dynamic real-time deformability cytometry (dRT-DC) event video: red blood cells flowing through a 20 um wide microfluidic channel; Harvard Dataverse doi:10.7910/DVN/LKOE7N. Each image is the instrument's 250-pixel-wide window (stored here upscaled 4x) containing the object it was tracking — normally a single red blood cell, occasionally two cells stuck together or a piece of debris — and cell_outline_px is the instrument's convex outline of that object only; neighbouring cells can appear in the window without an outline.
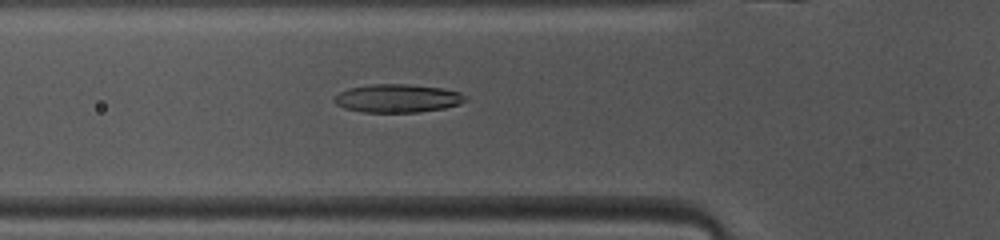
{"species": "common noctule bat (a hibernating species)", "species_latin": "Nyctalus noctula", "temperature_condition": "warm", "stored_images_in_passage": 43, "camera_frame_rate_fps": 3000, "um_per_image_px": 0.085, "animal": {"sex": "female", "body_mass_g": 10.0, "forearm_length_mm": 53.1}, "frame": {"image": 1, "passage_image": 11, "time_ms": 3.333, "image_size_px": [1000, 240], "cell_outline_px": [[468, 100], [460, 104], [444, 108], [416, 112], [364, 112], [344, 108], [336, 104], [332, 100], [340, 92], [348, 88], [372, 84], [408, 84], [444, 88], [460, 92], [468, 96]], "centroid_in_image_um": [33.83, 8.35], "position_along_channel_um": 92.0, "area_um2": 21.73}}
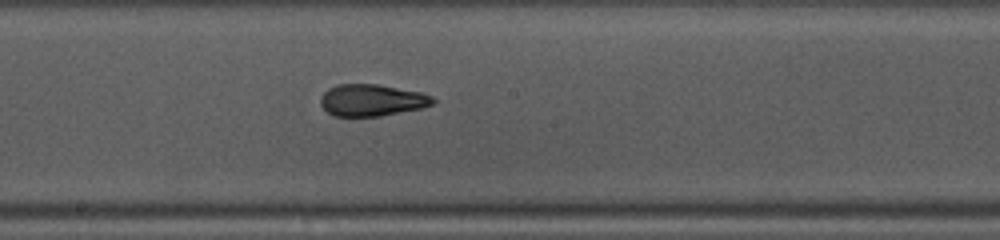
{"frame": {"image": 2, "passage_image": 20, "time_ms": 6.333, "image_size_px": [1000, 240], "cell_outline_px": [[440, 100], [424, 108], [380, 116], [332, 116], [320, 104], [320, 96], [328, 88], [336, 84], [380, 84], [424, 92]], "centroid_in_image_um": [31.66, 8.5], "position_along_channel_um": 216.5, "area_um2": 21.33}}
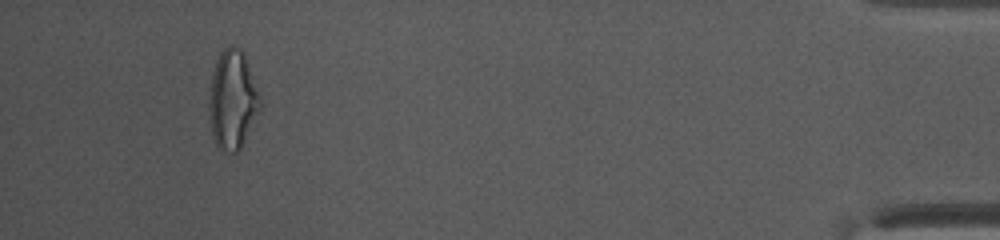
{"frame": {"image": 3, "passage_image": 40, "time_ms": 13.0, "image_size_px": [1000, 240], "cell_outline_px": [[264, 104], [240, 148], [236, 152], [232, 152], [220, 148], [216, 144], [212, 136], [208, 108], [208, 104], [212, 72], [216, 60], [220, 52], [224, 48], [232, 44], [240, 48], [244, 52]], "centroid_in_image_um": [19.78, 8.44], "position_along_channel_um": 415.4, "area_um2": 29.82}, "authors_computed_cell_mechanics": {"area_um2": 21.7906, "velocity_mm_per_s": 4.1203, "shape_relaxation_time_tau1_ms": 9.7239, "shape_relaxation_time_tau2_ms": 1.482, "deformation_change_tau1": 0.2696, "deformation_change_tau2": 0.0924}}